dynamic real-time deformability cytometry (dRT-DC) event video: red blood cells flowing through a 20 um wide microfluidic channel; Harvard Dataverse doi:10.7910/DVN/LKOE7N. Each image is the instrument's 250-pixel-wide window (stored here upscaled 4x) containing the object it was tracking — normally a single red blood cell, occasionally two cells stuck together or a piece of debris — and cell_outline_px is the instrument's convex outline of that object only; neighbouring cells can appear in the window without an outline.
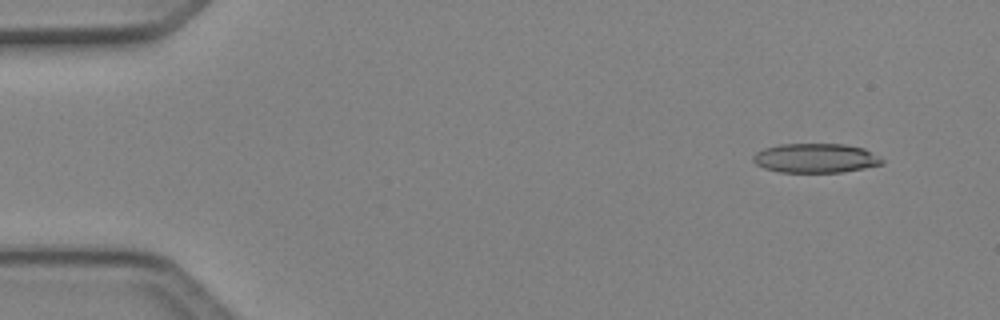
{"species": "Egyptian fruit bat (a non-hibernating species)", "species_latin": "Rousettus aegyptiacus", "temperature_condition": "cold", "stored_images_in_passage": 3, "camera_frame_rate_fps": 3000, "um_per_image_px": 0.085, "animal": {"sex": "female"}, "frame": {"image": 1, "passage_image": 1, "time_ms": 0.0, "image_size_px": [1000, 320], "cell_outline_px": [[884, 164], [864, 168], [840, 172], [780, 172], [764, 168], [756, 164], [752, 160], [752, 156], [756, 152], [764, 148], [780, 144], [844, 144], [864, 148], [880, 156], [884, 160]], "centroid_in_image_um": [69.33, 13.44], "position_along_channel_um": 15.7, "area_um2": 22.14}}